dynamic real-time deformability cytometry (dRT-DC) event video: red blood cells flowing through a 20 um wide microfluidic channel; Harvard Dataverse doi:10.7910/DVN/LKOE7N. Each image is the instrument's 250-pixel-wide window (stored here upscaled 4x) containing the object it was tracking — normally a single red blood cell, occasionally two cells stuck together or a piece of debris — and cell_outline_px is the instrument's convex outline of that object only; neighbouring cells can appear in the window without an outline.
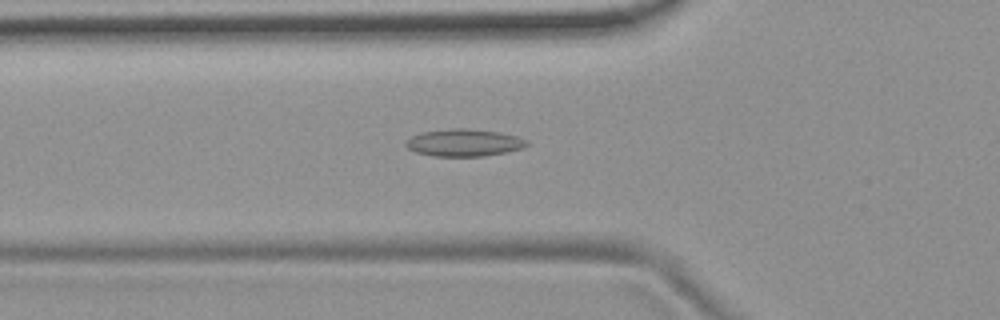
{"species": "common noctule bat (a hibernating species)", "species_latin": "Nyctalus noctula", "temperature_condition": "room temperature", "stored_images_in_passage": 54, "camera_frame_rate_fps": 3000, "um_per_image_px": 0.085, "animal": {"sex": "female", "body_mass_g": 19.9}, "frame": {"image": 1, "passage_image": 19, "time_ms": 6.0, "image_size_px": [1000, 320], "cell_outline_px": [[528, 144], [524, 148], [484, 156], [432, 156], [416, 152], [408, 148], [404, 144], [404, 140], [420, 132], [452, 128], [468, 128], [496, 132], [516, 136], [528, 140]], "centroid_in_image_um": [39.4, 12.12], "position_along_channel_um": 86.4, "area_um2": 19.25}}
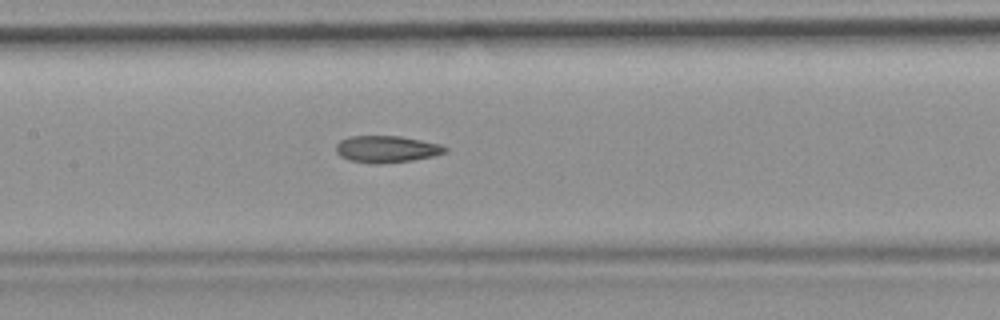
{"frame": {"image": 2, "passage_image": 26, "time_ms": 8.333, "image_size_px": [1000, 320], "cell_outline_px": [[448, 148], [444, 152], [432, 156], [412, 160], [376, 164], [372, 164], [348, 160], [340, 156], [336, 152], [336, 144], [340, 140], [348, 136], [400, 136], [440, 144]], "centroid_in_image_um": [32.8, 12.67], "position_along_channel_um": 174.6, "area_um2": 16.99}}
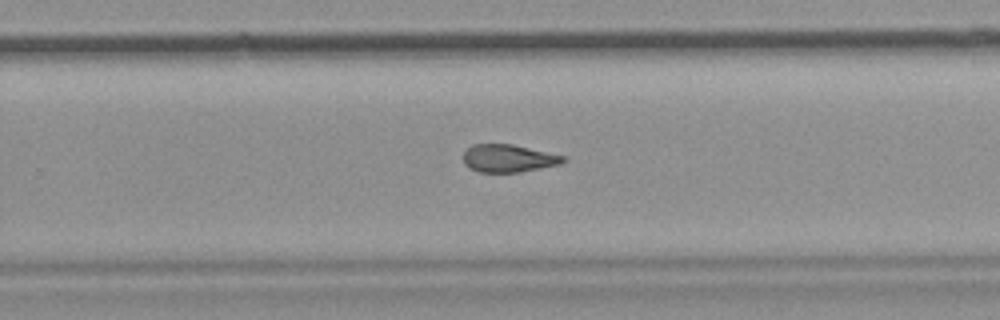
{"frame": {"image": 3, "passage_image": 35, "time_ms": 11.333, "image_size_px": [1000, 320], "cell_outline_px": [[568, 160], [560, 164], [520, 172], [480, 172], [468, 168], [464, 164], [464, 152], [472, 144], [512, 144], [568, 156]], "centroid_in_image_um": [43.25, 13.45], "position_along_channel_um": 286.5, "area_um2": 16.3}, "authors_computed_cell_mechanics": {"area_um2": 17.7446, "velocity_mm_per_s": 3.7591, "shape_relaxation_time_tau1_ms": null, "shape_relaxation_time_tau2_ms": 4.484, "deformation_change_tau1": null, "deformation_change_tau2": 0.1315}}